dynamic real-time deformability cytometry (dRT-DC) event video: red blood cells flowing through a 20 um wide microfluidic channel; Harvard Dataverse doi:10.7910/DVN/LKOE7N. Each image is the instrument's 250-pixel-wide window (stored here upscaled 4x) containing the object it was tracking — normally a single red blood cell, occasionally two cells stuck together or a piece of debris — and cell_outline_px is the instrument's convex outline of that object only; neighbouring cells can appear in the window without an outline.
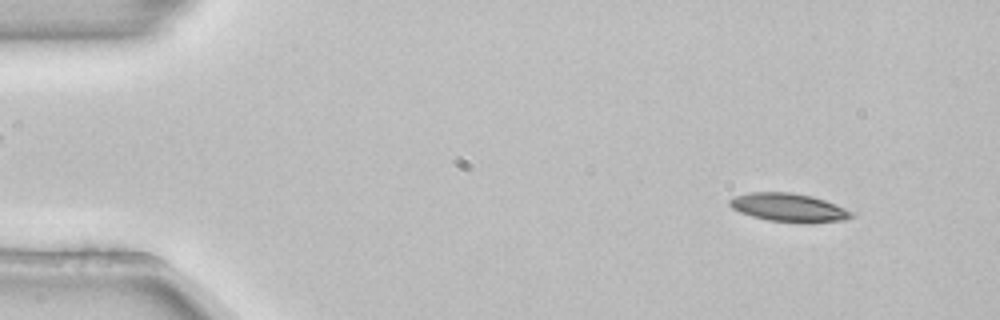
{"species": "common noctule bat (a hibernating species)", "species_latin": "Nyctalus noctula", "temperature_condition": "room temperature", "stored_images_in_passage": 4, "camera_frame_rate_fps": 3000, "um_per_image_px": 0.085, "animal": {"sex": "female", "body_mass_g": 22.7, "forearm_length_mm": 54.2}, "frame": {"image": 1, "passage_image": 1, "time_ms": 0.0, "image_size_px": [1000, 320], "cell_outline_px": [[852, 216], [844, 220], [768, 220], [752, 216], [740, 212], [732, 208], [728, 204], [728, 200], [736, 196], [748, 192], [792, 192], [812, 196], [824, 200], [844, 208], [852, 212]], "centroid_in_image_um": [66.93, 17.58], "position_along_channel_um": 18.1, "area_um2": 19.13}}
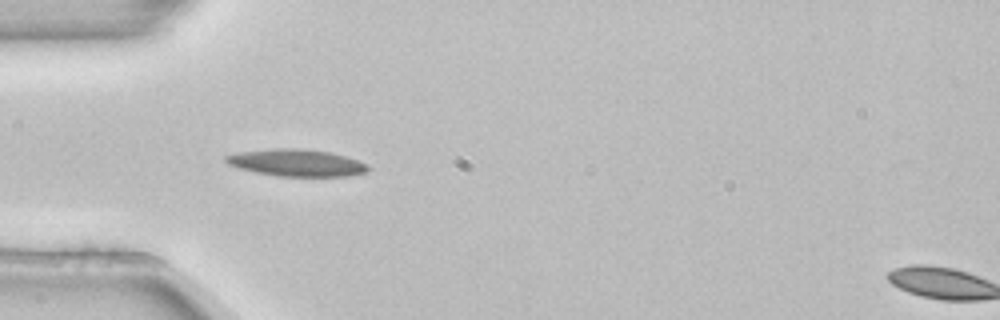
{"frame": {"image": 2, "passage_image": 3, "time_ms": 0.667, "image_size_px": [1000, 320], "cell_outline_px": [[368, 172], [348, 176], [276, 176], [256, 172], [240, 168], [228, 164], [224, 160], [224, 156], [240, 152], [276, 148], [300, 148], [328, 152], [344, 156], [368, 164]], "centroid_in_image_um": [25.2, 13.84], "position_along_channel_um": 59.8, "area_um2": 22.2}}